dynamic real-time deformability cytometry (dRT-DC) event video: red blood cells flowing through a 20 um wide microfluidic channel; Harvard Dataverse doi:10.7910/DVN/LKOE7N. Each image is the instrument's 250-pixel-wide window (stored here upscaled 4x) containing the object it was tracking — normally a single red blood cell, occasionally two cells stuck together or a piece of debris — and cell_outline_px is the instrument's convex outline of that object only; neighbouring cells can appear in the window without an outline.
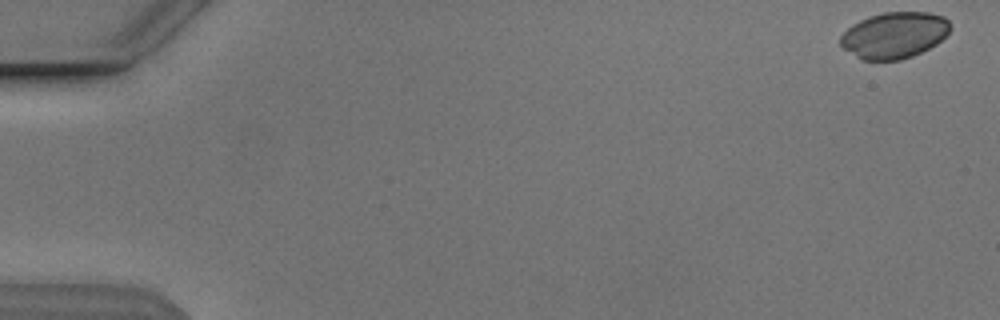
{"species": "Egyptian fruit bat (a non-hibernating species)", "species_latin": "Rousettus aegyptiacus", "temperature_condition": "cold", "stored_images_in_passage": 51, "camera_frame_rate_fps": 3000, "um_per_image_px": 0.085, "animal": {"sex": "male"}, "frame": {"image": 1, "passage_image": 1, "time_ms": 0.0, "image_size_px": [1000, 320], "cell_outline_px": [[952, 28], [936, 44], [912, 56], [900, 60], [860, 60], [844, 48], [840, 44], [840, 36], [852, 24], [868, 16], [884, 12], [928, 12], [944, 16], [948, 20]], "centroid_in_image_um": [76.0, 2.98], "position_along_channel_um": 9.0, "area_um2": 29.59}}
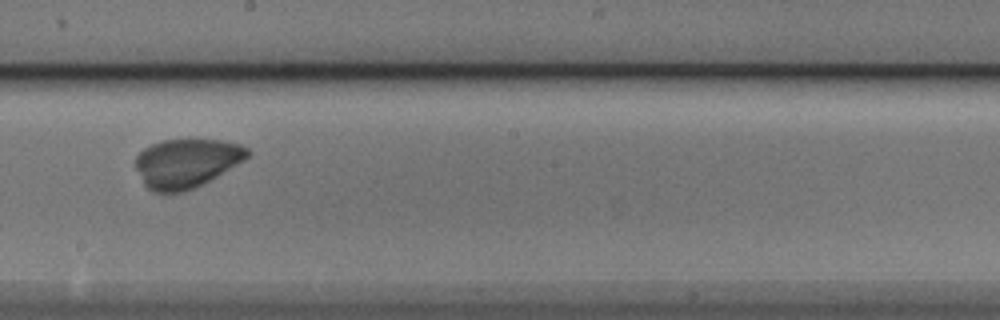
{"frame": {"image": 2, "passage_image": 31, "time_ms": 10.0, "image_size_px": [1000, 320], "cell_outline_px": [[252, 152], [244, 160], [216, 176], [184, 192], [152, 192], [144, 184], [136, 168], [136, 156], [144, 148], [160, 140], [188, 136], [220, 140], [240, 144], [248, 148]], "centroid_in_image_um": [15.85, 13.8], "position_along_channel_um": 232.4, "area_um2": 32.43}}
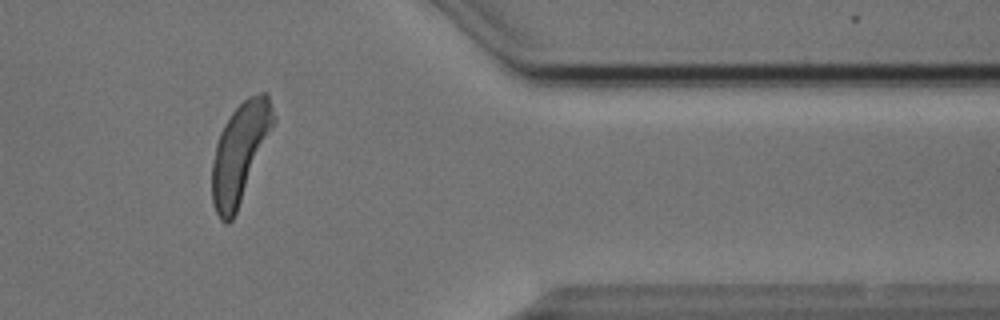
{"frame": {"image": 3, "passage_image": 45, "time_ms": 14.667, "image_size_px": [1000, 320], "cell_outline_px": [[276, 120], [236, 212], [232, 220], [228, 224], [224, 224], [220, 220], [212, 204], [212, 160], [216, 144], [220, 132], [224, 124], [232, 112], [248, 96], [260, 92], [268, 92], [276, 116]], "centroid_in_image_um": [20.39, 12.95], "position_along_channel_um": 391.0, "area_um2": 35.37}}